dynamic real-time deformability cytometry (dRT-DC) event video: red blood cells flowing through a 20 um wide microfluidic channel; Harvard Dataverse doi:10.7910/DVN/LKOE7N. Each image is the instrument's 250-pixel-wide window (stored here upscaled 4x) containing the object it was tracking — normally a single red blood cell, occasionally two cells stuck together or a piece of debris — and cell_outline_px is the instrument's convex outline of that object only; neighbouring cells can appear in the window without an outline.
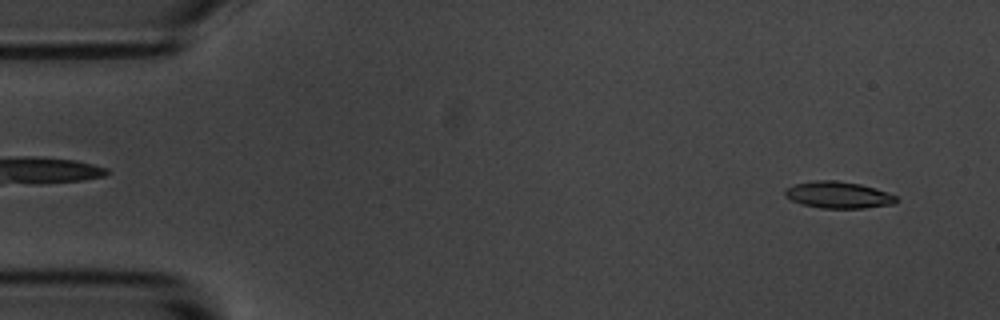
{"species": "common noctule bat (a hibernating species)", "species_latin": "Nyctalus noctula", "temperature_condition": "room temperature", "stored_images_in_passage": 53, "camera_frame_rate_fps": 3000, "um_per_image_px": 0.085, "animal": {"sex": "male", "body_mass_g": 20.1, "forearm_length_mm": 53.5}, "frame": {"image": 1, "passage_image": 3, "time_ms": 0.667, "image_size_px": [1000, 320], "cell_outline_px": [[896, 204], [864, 208], [820, 208], [800, 204], [784, 196], [784, 188], [796, 184], [816, 180], [836, 180], [860, 184], [876, 188], [896, 196]], "centroid_in_image_um": [71.23, 16.57], "position_along_channel_um": 13.8, "area_um2": 17.4}}
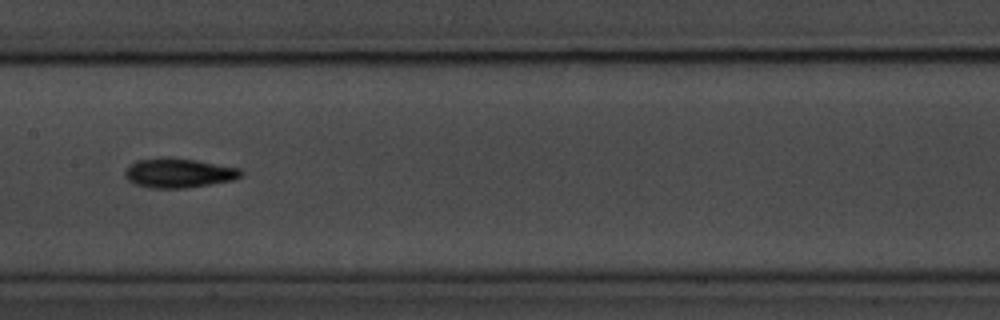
{"frame": {"image": 2, "passage_image": 26, "time_ms": 8.333, "image_size_px": [1000, 320], "cell_outline_px": [[244, 172], [240, 176], [232, 180], [184, 188], [152, 188], [136, 184], [128, 180], [124, 176], [124, 172], [136, 160], [196, 160], [240, 168]], "centroid_in_image_um": [15.22, 14.74], "position_along_channel_um": 192.2, "area_um2": 18.96}}
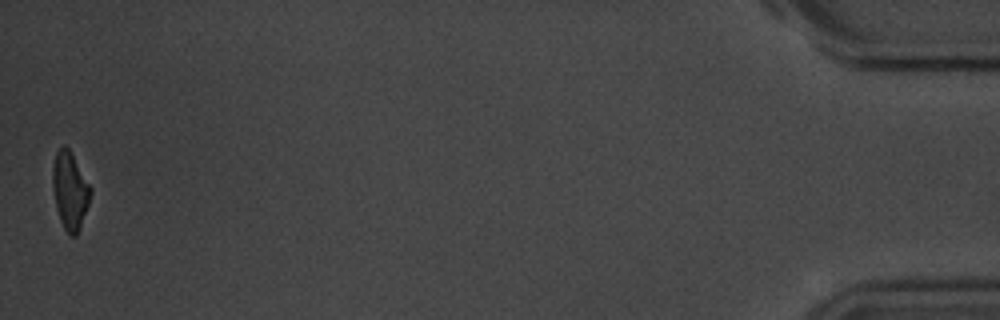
{"frame": {"image": 3, "passage_image": 53, "time_ms": 17.333, "image_size_px": [1000, 320], "cell_outline_px": [[92, 192], [80, 228], [76, 236], [72, 236], [64, 228], [60, 220], [56, 208], [52, 188], [52, 168], [56, 152], [64, 144], [68, 148], [92, 188]], "centroid_in_image_um": [5.93, 16.2], "position_along_channel_um": 429.3, "area_um2": 16.99}, "authors_computed_cell_mechanics": {"area_um2": 17.7446, "velocity_mm_per_s": 3.6984, "shape_relaxation_time_tau1_ms": 4.1422, "shape_relaxation_time_tau2_ms": null, "deformation_change_tau1": 0.1525, "deformation_change_tau2": null}}